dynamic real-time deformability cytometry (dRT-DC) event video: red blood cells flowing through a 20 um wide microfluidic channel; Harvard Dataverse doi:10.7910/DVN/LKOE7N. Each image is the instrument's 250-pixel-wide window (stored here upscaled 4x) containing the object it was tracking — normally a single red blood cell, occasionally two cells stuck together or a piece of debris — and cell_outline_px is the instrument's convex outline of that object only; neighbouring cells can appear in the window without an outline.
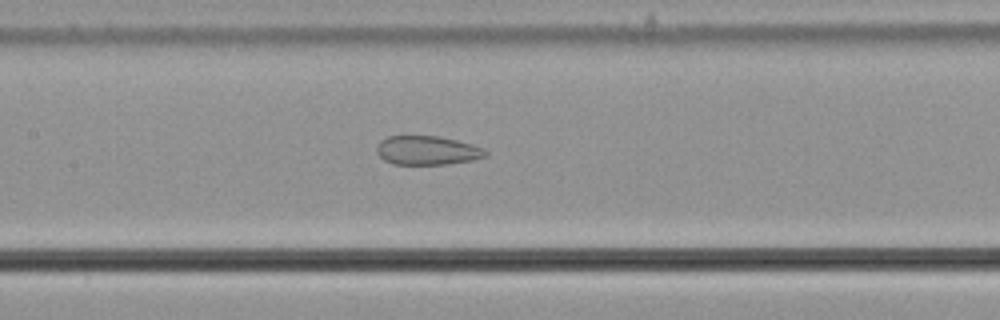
{"species": "common noctule bat (a hibernating species)", "species_latin": "Nyctalus noctula", "temperature_condition": "cold", "stored_images_in_passage": 55, "camera_frame_rate_fps": 3000, "um_per_image_px": 0.085, "animal": {"sex": "male", "body_mass_g": 21.5, "forearm_length_mm": 52.0}, "frame": {"image": 1, "passage_image": 26, "time_ms": 8.333, "image_size_px": [1000, 320], "cell_outline_px": [[488, 156], [472, 160], [448, 164], [392, 164], [384, 160], [376, 152], [376, 148], [380, 140], [388, 136], [440, 136], [472, 144], [484, 148], [488, 152]], "centroid_in_image_um": [36.32, 12.78], "position_along_channel_um": 171.1, "area_um2": 18.5}}
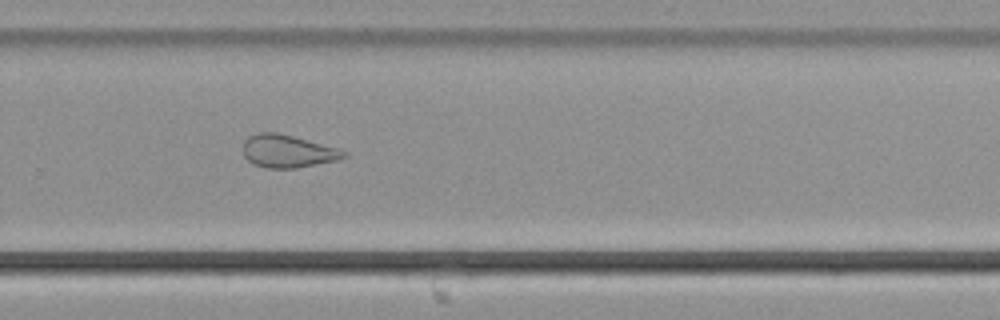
{"frame": {"image": 2, "passage_image": 37, "time_ms": 12.0, "image_size_px": [1000, 320], "cell_outline_px": [[348, 156], [336, 160], [296, 168], [268, 168], [252, 164], [244, 156], [244, 140], [248, 136], [256, 132], [276, 132], [292, 136], [336, 148], [348, 152]], "centroid_in_image_um": [24.42, 12.85], "position_along_channel_um": 305.4, "area_um2": 19.07}}
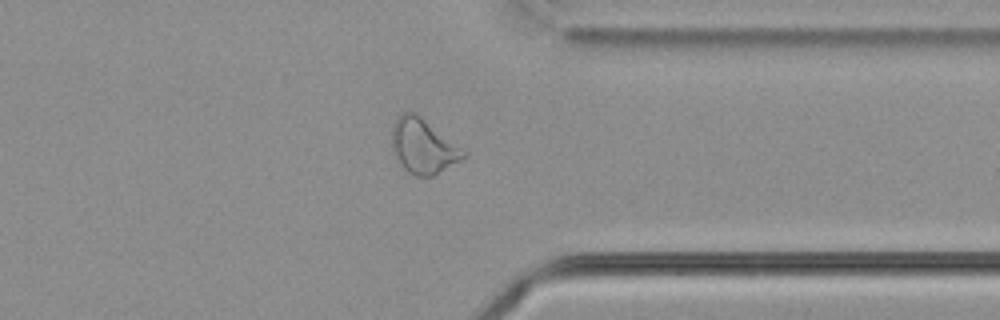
{"frame": {"image": 3, "passage_image": 43, "time_ms": 14.0, "image_size_px": [1000, 320], "cell_outline_px": [[468, 156], [432, 176], [416, 176], [408, 172], [400, 164], [392, 152], [392, 128], [396, 116], [400, 112], [416, 112], [468, 152]], "centroid_in_image_um": [35.96, 12.4], "position_along_channel_um": 375.4, "area_um2": 23.06}, "authors_computed_cell_mechanics": {"area_um2": 24.565, "velocity_mm_per_s": 3.6691, "shape_relaxation_time_tau1_ms": null, "shape_relaxation_time_tau2_ms": 2.1068, "deformation_change_tau1": null, "deformation_change_tau2": 0.1018}}